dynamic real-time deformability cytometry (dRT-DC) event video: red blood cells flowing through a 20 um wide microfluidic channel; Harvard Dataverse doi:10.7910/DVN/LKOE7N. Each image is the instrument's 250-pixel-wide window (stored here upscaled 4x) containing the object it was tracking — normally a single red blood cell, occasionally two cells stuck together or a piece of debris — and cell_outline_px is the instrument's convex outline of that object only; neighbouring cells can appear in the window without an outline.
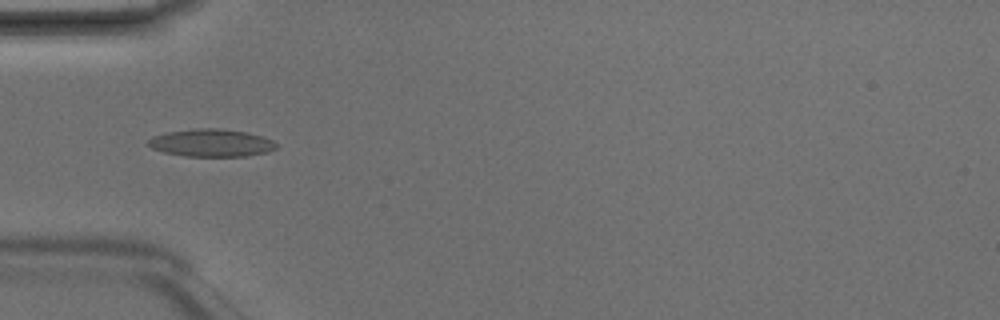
{"species": "Egyptian fruit bat (a non-hibernating species)", "species_latin": "Rousettus aegyptiacus", "temperature_condition": "room temperature", "stored_images_in_passage": 3, "camera_frame_rate_fps": 3000, "um_per_image_px": 0.085, "animal": {"sex": "male"}, "frame": {"image": 1, "passage_image": 2, "time_ms": 0.333, "image_size_px": [1000, 320], "cell_outline_px": [[276, 148], [268, 152], [248, 156], [184, 156], [164, 152], [152, 148], [148, 144], [148, 140], [152, 136], [168, 132], [196, 128], [216, 128], [248, 132], [264, 136], [272, 140], [276, 144]], "centroid_in_image_um": [17.98, 12.14], "position_along_channel_um": 67.0, "area_um2": 20.63}}